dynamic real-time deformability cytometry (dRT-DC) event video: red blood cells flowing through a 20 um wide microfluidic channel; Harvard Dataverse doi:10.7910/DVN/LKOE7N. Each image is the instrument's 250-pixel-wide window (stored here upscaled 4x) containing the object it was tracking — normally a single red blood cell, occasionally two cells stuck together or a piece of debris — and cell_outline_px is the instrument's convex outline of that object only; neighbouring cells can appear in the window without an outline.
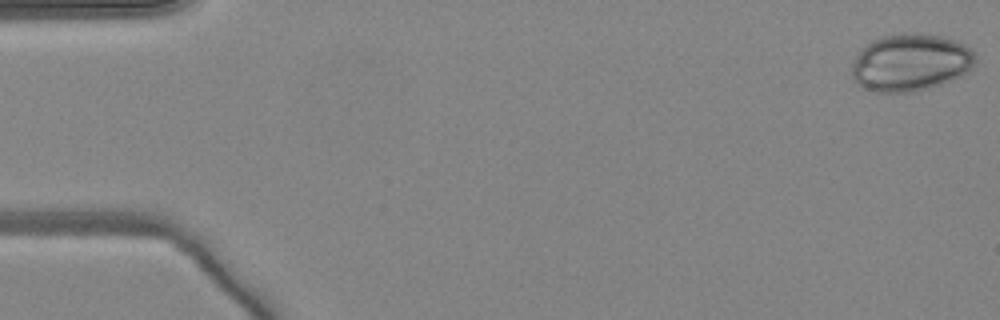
{"species": "common noctule bat (a hibernating species)", "species_latin": "Nyctalus noctula", "temperature_condition": "warm", "stored_images_in_passage": 16, "camera_frame_rate_fps": 3000, "um_per_image_px": 0.085, "animal": {"sex": "female", "body_mass_g": 24.6, "forearm_length_mm": 56.2}, "frame": {"image": 1, "passage_image": 1, "time_ms": 0.0, "image_size_px": [1000, 320], "cell_outline_px": [[976, 60], [968, 72], [960, 76], [940, 84], [928, 88], [912, 92], [876, 92], [864, 88], [852, 76], [852, 64], [860, 48], [872, 40], [884, 36], [916, 32], [944, 36], [956, 40], [972, 48], [976, 52]], "centroid_in_image_um": [77.43, 5.29], "position_along_channel_um": 7.6, "area_um2": 41.44}}
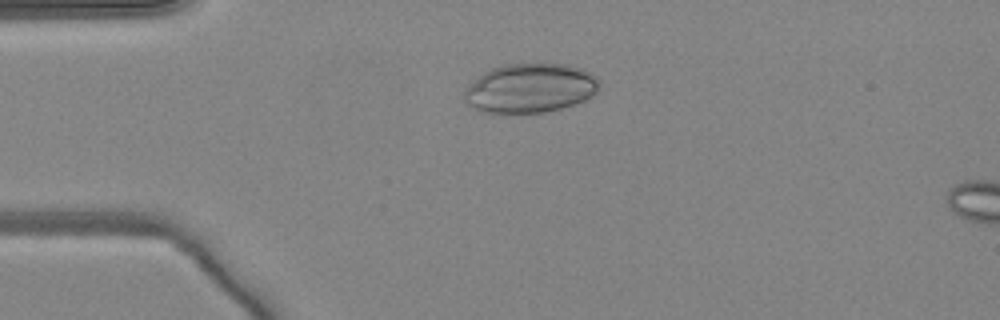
{"frame": {"image": 2, "passage_image": 12, "time_ms": 3.667, "image_size_px": [1000, 320], "cell_outline_px": [[600, 88], [592, 96], [584, 100], [560, 108], [544, 112], [480, 112], [472, 108], [464, 100], [464, 92], [468, 84], [484, 72], [492, 68], [504, 64], [568, 64], [580, 68], [596, 76], [600, 84]], "centroid_in_image_um": [45.05, 7.48], "position_along_channel_um": 40.0, "area_um2": 38.61}}